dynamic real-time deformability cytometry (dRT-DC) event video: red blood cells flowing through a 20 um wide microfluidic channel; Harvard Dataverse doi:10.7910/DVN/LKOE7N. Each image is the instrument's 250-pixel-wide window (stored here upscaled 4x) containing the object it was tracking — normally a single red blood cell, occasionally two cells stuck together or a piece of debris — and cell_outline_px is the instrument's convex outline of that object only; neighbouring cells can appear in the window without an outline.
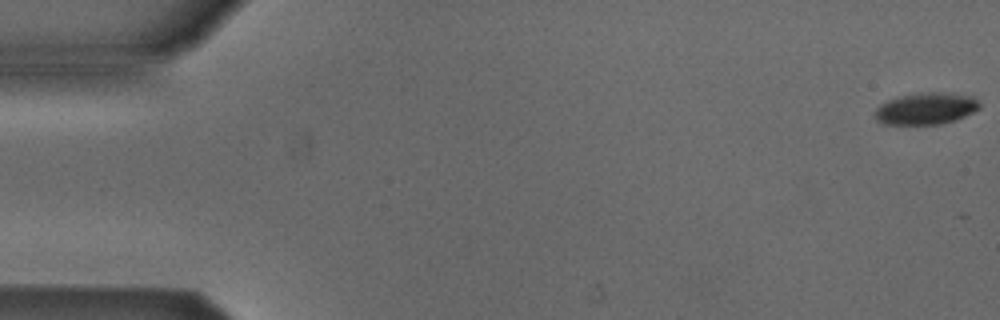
{"species": "Egyptian fruit bat (a non-hibernating species)", "species_latin": "Rousettus aegyptiacus", "temperature_condition": "cold", "stored_images_in_passage": 6, "camera_frame_rate_fps": 3000, "um_per_image_px": 0.085, "animal": {"sex": "male"}, "frame": {"image": 1, "passage_image": 1, "time_ms": 0.0, "image_size_px": [1000, 320], "cell_outline_px": [[980, 108], [956, 120], [940, 124], [880, 124], [872, 116], [876, 108], [880, 104], [888, 100], [904, 96], [932, 92], [972, 96], [980, 104]], "centroid_in_image_um": [78.65, 9.26], "position_along_channel_um": 6.3, "area_um2": 19.07}}
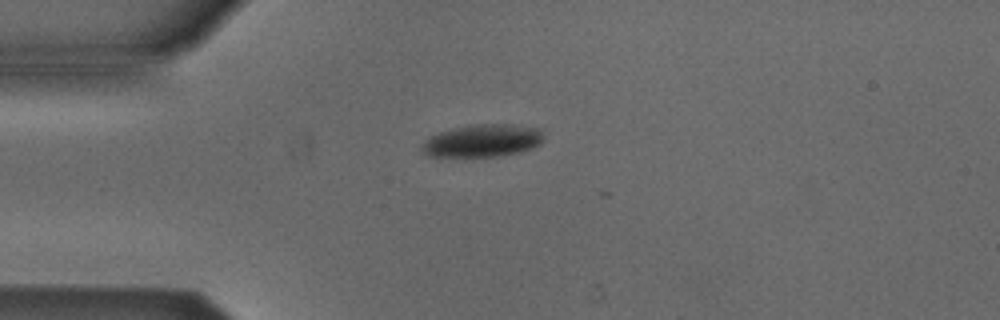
{"frame": {"image": 2, "passage_image": 4, "time_ms": 4.333, "image_size_px": [1000, 320], "cell_outline_px": [[544, 140], [540, 144], [532, 148], [520, 152], [496, 156], [428, 156], [420, 148], [428, 136], [452, 128], [472, 124], [512, 124], [540, 128], [544, 136]], "centroid_in_image_um": [41.04, 11.94], "position_along_channel_um": 44.0, "area_um2": 23.24}}
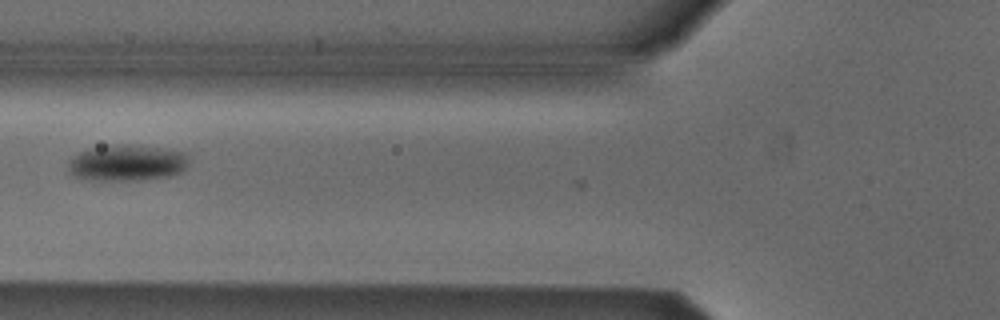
{"frame": {"image": 3, "passage_image": 6, "time_ms": 6.667, "image_size_px": [1000, 320], "cell_outline_px": [[188, 164], [184, 172], [168, 176], [140, 180], [84, 180], [72, 176], [68, 168], [68, 164], [72, 156], [88, 148], [116, 144], [128, 144], [164, 148], [188, 152]], "centroid_in_image_um": [10.81, 13.84], "position_along_channel_um": 115.0, "area_um2": 26.01}}